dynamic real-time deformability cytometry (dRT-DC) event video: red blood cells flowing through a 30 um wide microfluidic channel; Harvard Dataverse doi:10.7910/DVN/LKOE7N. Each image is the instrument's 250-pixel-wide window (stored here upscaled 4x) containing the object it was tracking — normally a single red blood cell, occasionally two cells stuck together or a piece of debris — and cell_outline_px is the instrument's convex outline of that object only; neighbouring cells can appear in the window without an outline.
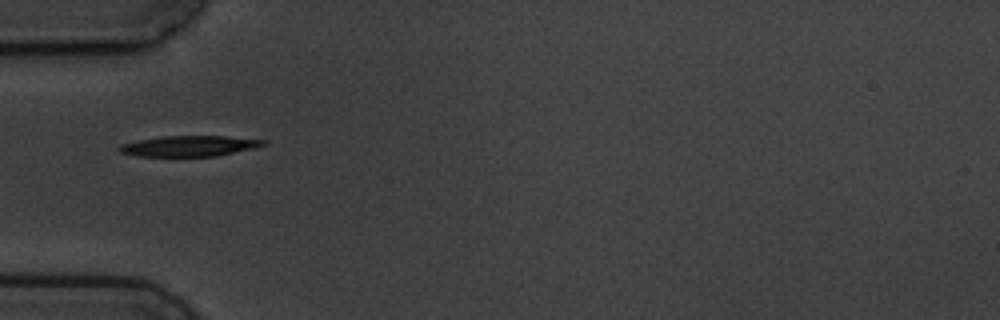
{"species": "common noctule bat (a hibernating species)", "species_latin": "Nyctalus noctula", "temperature_condition": "cold", "stored_images_in_passage": 11, "camera_frame_rate_fps": 3000, "um_per_image_px": 0.085, "animal": {"sex": "male", "body_mass_g": 19.5, "forearm_length_mm": 54.6}, "frame": {"image": 1, "passage_image": 1, "time_ms": 0.0, "image_size_px": [1000, 320], "cell_outline_px": [[264, 144], [256, 148], [216, 156], [136, 156], [120, 152], [116, 148], [120, 144], [160, 136], [224, 136], [264, 140]], "centroid_in_image_um": [16.04, 12.41], "position_along_channel_um": 69.0, "area_um2": 17.22}}
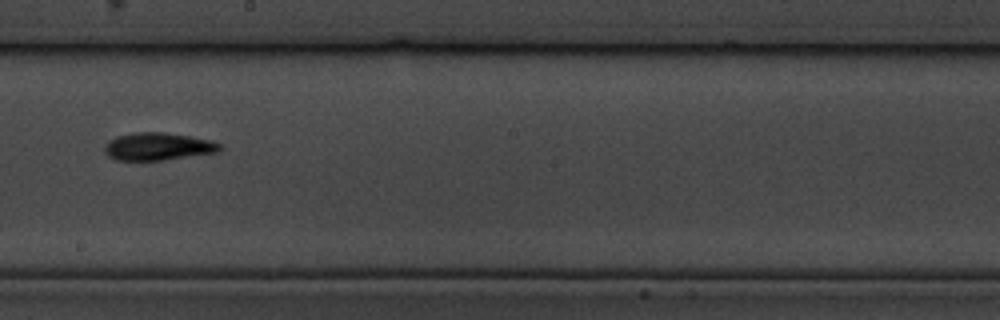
{"frame": {"image": 2, "passage_image": 5, "time_ms": 4.667, "image_size_px": [1000, 320], "cell_outline_px": [[224, 148], [220, 152], [164, 160], [116, 160], [108, 156], [104, 152], [104, 148], [108, 140], [116, 136], [136, 132], [164, 132], [212, 140], [220, 144]], "centroid_in_image_um": [13.45, 12.45], "position_along_channel_um": 234.8, "area_um2": 18.73}}
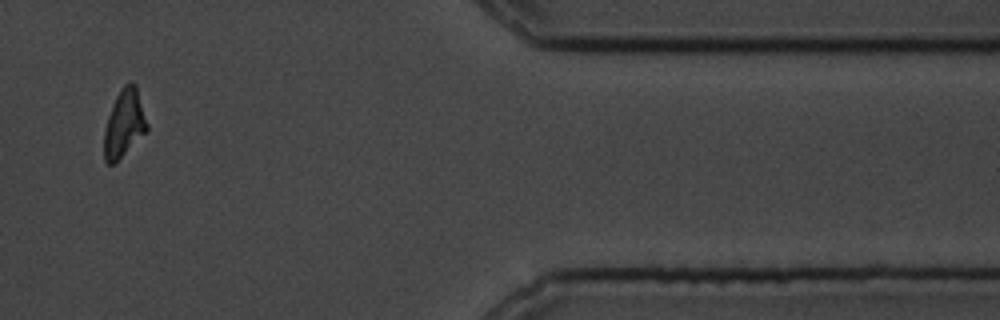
{"frame": {"image": 3, "passage_image": 10, "time_ms": 10.333, "image_size_px": [1000, 320], "cell_outline_px": [[148, 128], [112, 164], [108, 164], [104, 160], [104, 132], [108, 116], [112, 104], [120, 88], [124, 84], [136, 84], [148, 124]], "centroid_in_image_um": [10.53, 10.44], "position_along_channel_um": 400.9, "area_um2": 16.3}, "authors_computed_cell_mechanics": {"area_um2": 17.6868, "velocity_mm_per_s": 3.5738, "shape_relaxation_time_tau1_ms": 3.3425, "shape_relaxation_time_tau2_ms": 3.4603, "deformation_change_tau1": 0.1119, "deformation_change_tau2": 0.0709}}